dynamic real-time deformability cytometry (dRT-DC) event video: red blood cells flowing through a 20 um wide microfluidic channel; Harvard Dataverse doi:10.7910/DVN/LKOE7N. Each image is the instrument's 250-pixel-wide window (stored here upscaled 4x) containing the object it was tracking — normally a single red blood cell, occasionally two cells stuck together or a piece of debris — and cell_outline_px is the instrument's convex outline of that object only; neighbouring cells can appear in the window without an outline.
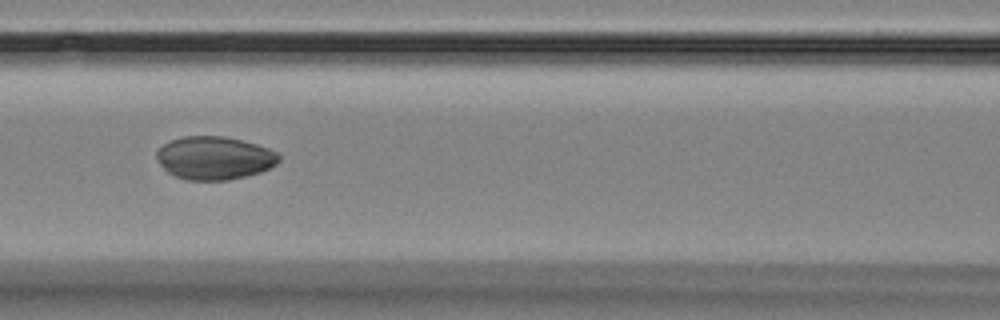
{"species": "Egyptian fruit bat (a non-hibernating species)", "species_latin": "Rousettus aegyptiacus", "temperature_condition": "room temperature", "stored_images_in_passage": 9, "camera_frame_rate_fps": 3000, "um_per_image_px": 0.085, "animal": {"sex": "female"}, "frame": {"image": 1, "passage_image": 7, "time_ms": 7.667, "image_size_px": [1000, 320], "cell_outline_px": [[280, 160], [272, 168], [260, 172], [228, 180], [188, 180], [176, 176], [168, 172], [160, 164], [156, 156], [156, 152], [164, 144], [172, 140], [184, 136], [224, 136], [244, 140], [268, 148], [276, 152], [280, 156]], "centroid_in_image_um": [18.25, 13.42], "position_along_channel_um": 148.3, "area_um2": 30.69}}
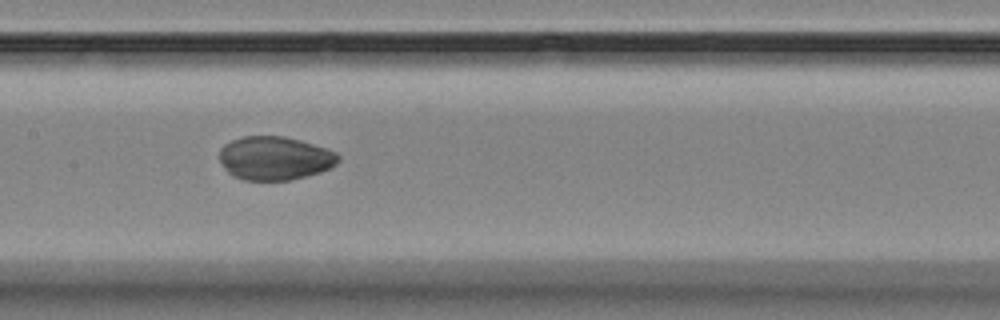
{"frame": {"image": 2, "passage_image": 8, "time_ms": 8.667, "image_size_px": [1000, 320], "cell_outline_px": [[340, 160], [336, 164], [320, 172], [288, 180], [244, 180], [232, 176], [224, 168], [220, 160], [220, 148], [224, 144], [232, 140], [244, 136], [284, 136], [300, 140], [336, 152], [340, 156]], "centroid_in_image_um": [23.33, 13.44], "position_along_channel_um": 184.1, "area_um2": 30.06}}
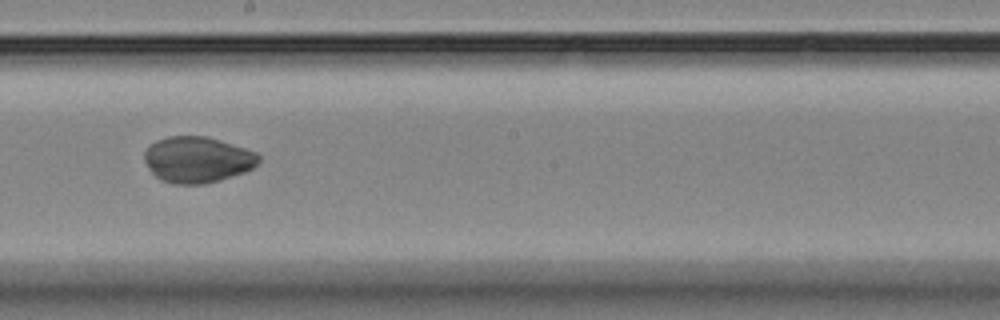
{"frame": {"image": 3, "passage_image": 9, "time_ms": 10.0, "image_size_px": [1000, 320], "cell_outline_px": [[260, 160], [252, 168], [244, 172], [220, 180], [204, 184], [172, 184], [160, 180], [148, 168], [144, 160], [144, 152], [156, 140], [168, 136], [208, 136], [256, 152], [260, 156]], "centroid_in_image_um": [16.76, 13.57], "position_along_channel_um": 231.4, "area_um2": 30.69}}